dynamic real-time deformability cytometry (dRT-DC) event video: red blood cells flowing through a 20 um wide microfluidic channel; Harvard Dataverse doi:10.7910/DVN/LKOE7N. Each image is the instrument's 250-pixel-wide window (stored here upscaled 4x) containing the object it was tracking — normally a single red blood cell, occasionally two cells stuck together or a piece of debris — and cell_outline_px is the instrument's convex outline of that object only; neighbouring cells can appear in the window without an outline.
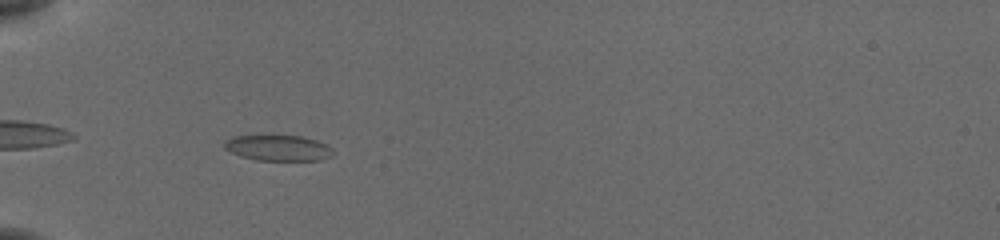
{"species": "common noctule bat (a hibernating species)", "species_latin": "Nyctalus noctula", "temperature_condition": "cold", "stored_images_in_passage": 40, "camera_frame_rate_fps": 3000, "um_per_image_px": 0.085, "animal": {"sex": "female", "body_mass_g": 19.5, "forearm_length_mm": 54.1}, "frame": {"image": 1, "passage_image": 4, "time_ms": 1.0, "image_size_px": [1000, 240], "cell_outline_px": [[332, 156], [320, 160], [256, 160], [240, 156], [224, 148], [224, 140], [232, 136], [300, 136], [316, 140], [332, 148]], "centroid_in_image_um": [23.62, 12.58], "position_along_channel_um": 61.4, "area_um2": 16.13}}
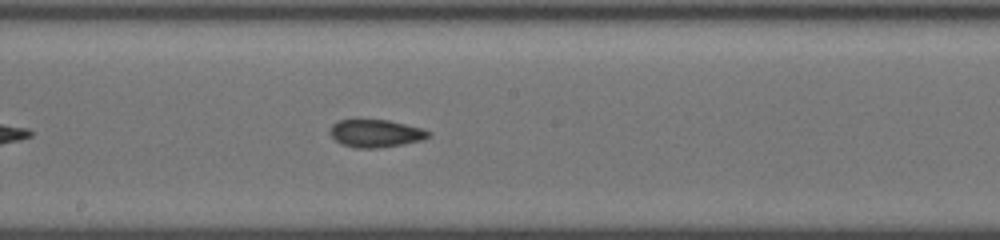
{"frame": {"image": 2, "passage_image": 17, "time_ms": 5.333, "image_size_px": [1000, 240], "cell_outline_px": [[432, 136], [424, 140], [404, 144], [380, 148], [356, 148], [340, 144], [328, 132], [332, 124], [336, 120], [388, 120], [424, 128], [432, 132]], "centroid_in_image_um": [31.98, 11.34], "position_along_channel_um": 216.2, "area_um2": 16.24}}
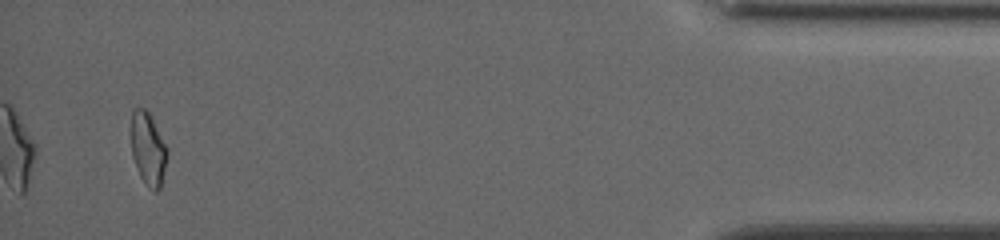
{"frame": {"image": 3, "passage_image": 38, "time_ms": 12.333, "image_size_px": [1000, 240], "cell_outline_px": [[168, 156], [160, 188], [156, 192], [148, 188], [140, 176], [136, 168], [132, 156], [132, 108], [144, 108], [148, 112], [168, 148]], "centroid_in_image_um": [12.6, 12.69], "position_along_channel_um": 422.6, "area_um2": 15.26}, "authors_computed_cell_mechanics": {"area_um2": 15.9817, "velocity_mm_per_s": 3.8343, "shape_relaxation_time_tau1_ms": null, "shape_relaxation_time_tau2_ms": 2.3969, "deformation_change_tau1": null, "deformation_change_tau2": 0.0682}}